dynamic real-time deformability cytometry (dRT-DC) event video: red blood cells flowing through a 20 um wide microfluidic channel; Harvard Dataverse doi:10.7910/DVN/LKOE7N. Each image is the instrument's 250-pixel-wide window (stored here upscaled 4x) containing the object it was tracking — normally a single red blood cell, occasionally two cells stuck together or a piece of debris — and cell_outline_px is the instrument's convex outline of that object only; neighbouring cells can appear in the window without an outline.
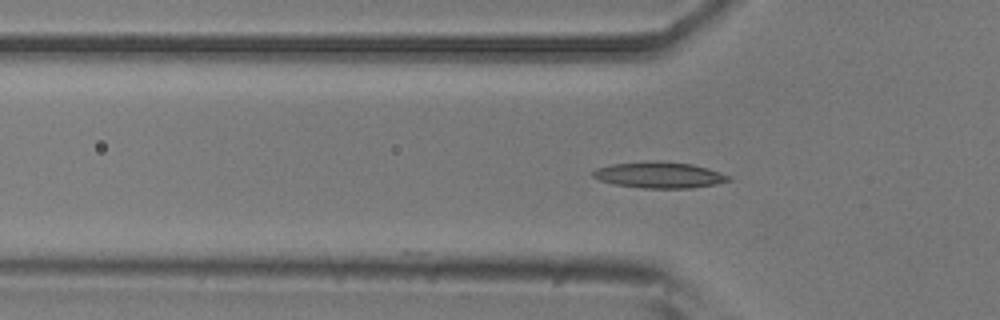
{"species": "common noctule bat (a hibernating species)", "species_latin": "Nyctalus noctula", "temperature_condition": "room temperature", "stored_images_in_passage": 7, "camera_frame_rate_fps": 3000, "um_per_image_px": 0.085, "animal": {"sex": "male", "body_mass_g": 20.5, "forearm_length_mm": 52.5}, "frame": {"image": 1, "passage_image": 4, "time_ms": 1.0, "image_size_px": [1000, 320], "cell_outline_px": [[732, 180], [716, 184], [692, 188], [644, 188], [612, 184], [600, 180], [592, 176], [592, 172], [596, 168], [612, 164], [656, 160], [660, 160], [692, 164], [708, 168], [732, 176]], "centroid_in_image_um": [56.07, 14.87], "position_along_channel_um": 69.7, "area_um2": 20.87}}
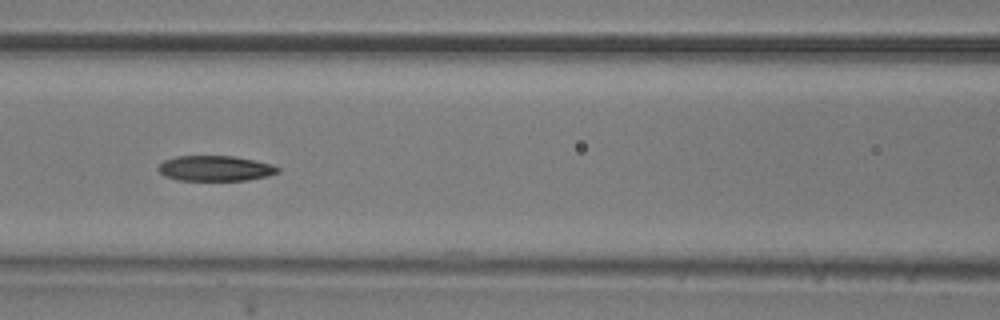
{"frame": {"image": 2, "passage_image": 6, "time_ms": 1.667, "image_size_px": [1000, 320], "cell_outline_px": [[280, 172], [268, 176], [248, 180], [176, 180], [164, 176], [156, 168], [164, 160], [176, 156], [232, 156], [256, 160], [272, 164], [280, 168]], "centroid_in_image_um": [18.31, 14.31], "position_along_channel_um": 148.3, "area_um2": 17.8}}
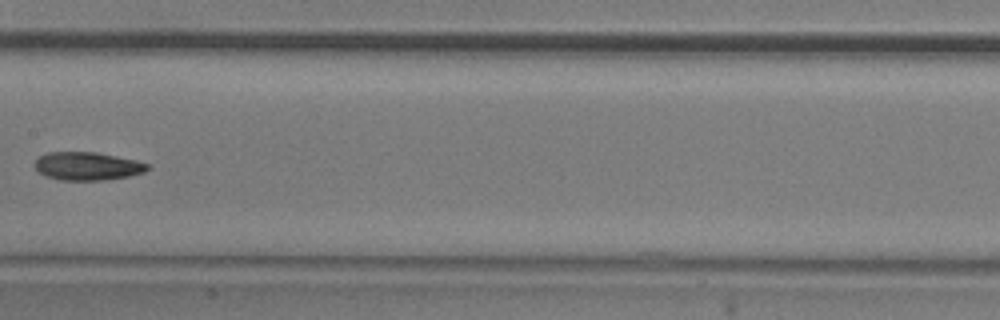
{"frame": {"image": 3, "passage_image": 7, "time_ms": 2.0, "image_size_px": [1000, 320], "cell_outline_px": [[152, 168], [144, 172], [128, 176], [104, 180], [60, 180], [48, 176], [40, 172], [36, 168], [36, 160], [40, 156], [48, 152], [96, 152], [136, 160], [152, 164]], "centroid_in_image_um": [7.51, 14.12], "position_along_channel_um": 199.9, "area_um2": 18.44}}